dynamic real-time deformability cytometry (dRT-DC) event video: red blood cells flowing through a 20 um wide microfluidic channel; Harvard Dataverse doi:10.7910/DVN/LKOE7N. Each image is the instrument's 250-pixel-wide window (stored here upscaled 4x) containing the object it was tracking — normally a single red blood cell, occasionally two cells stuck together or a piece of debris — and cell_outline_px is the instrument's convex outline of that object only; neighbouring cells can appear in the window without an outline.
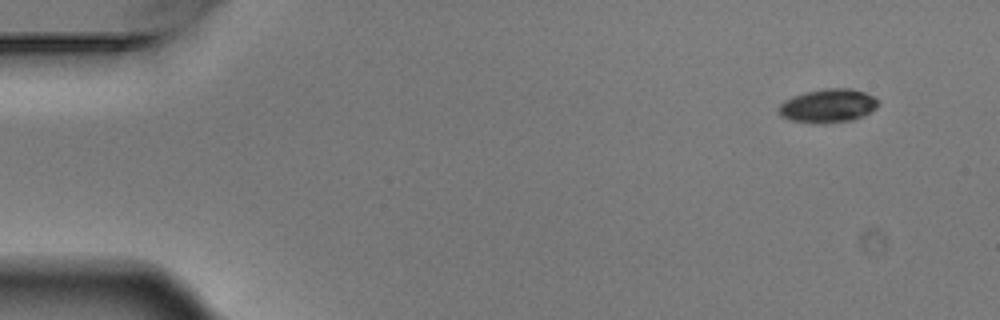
{"species": "Egyptian fruit bat (a non-hibernating species)", "species_latin": "Rousettus aegyptiacus", "temperature_condition": "warm", "stored_images_in_passage": 6, "camera_frame_rate_fps": 3000, "um_per_image_px": 0.085, "animal": {"sex": "male"}, "frame": {"image": 1, "passage_image": 1, "time_ms": 0.0, "image_size_px": [1000, 320], "cell_outline_px": [[880, 100], [876, 108], [864, 116], [852, 120], [824, 124], [820, 124], [788, 120], [780, 116], [776, 108], [784, 100], [792, 96], [804, 92], [824, 88], [852, 88], [876, 96]], "centroid_in_image_um": [70.37, 8.99], "position_along_channel_um": 14.6, "area_um2": 20.06}}
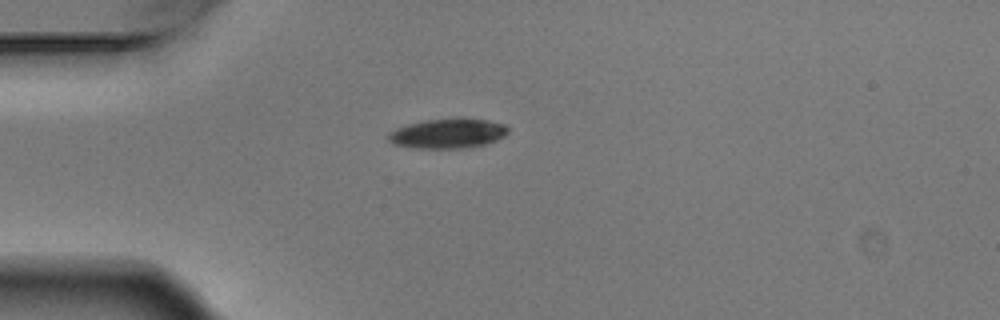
{"frame": {"image": 2, "passage_image": 4, "time_ms": 1.0, "image_size_px": [1000, 320], "cell_outline_px": [[508, 132], [504, 136], [496, 140], [484, 144], [464, 148], [412, 148], [392, 144], [388, 140], [388, 132], [396, 128], [408, 124], [428, 120], [488, 120], [504, 124], [508, 128]], "centroid_in_image_um": [38.02, 11.38], "position_along_channel_um": 47.0, "area_um2": 20.23}}
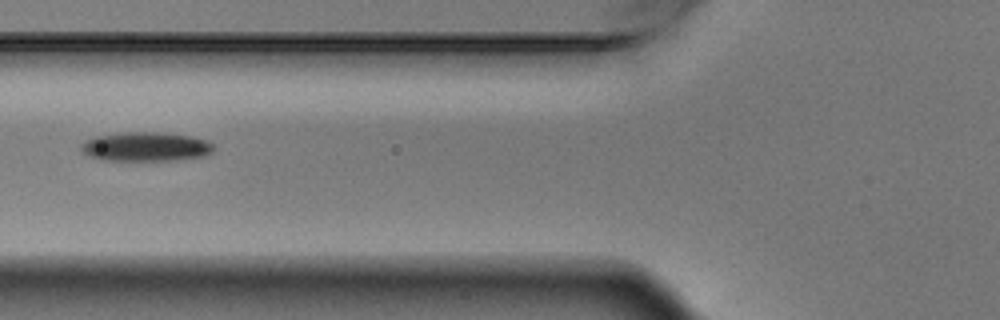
{"frame": {"image": 3, "passage_image": 6, "time_ms": 1.667, "image_size_px": [1000, 320], "cell_outline_px": [[216, 148], [212, 152], [204, 156], [176, 160], [104, 160], [88, 156], [80, 152], [80, 144], [84, 140], [96, 136], [124, 132], [160, 132], [192, 136], [208, 140]], "centroid_in_image_um": [12.38, 12.46], "position_along_channel_um": 113.4, "area_um2": 22.83}}